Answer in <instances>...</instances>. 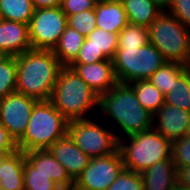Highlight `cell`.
Listing matches in <instances>:
<instances>
[{
	"mask_svg": "<svg viewBox=\"0 0 190 190\" xmlns=\"http://www.w3.org/2000/svg\"><path fill=\"white\" fill-rule=\"evenodd\" d=\"M98 110L94 114L111 125L118 140L153 128V115L141 106L130 84L117 82L110 91L101 94Z\"/></svg>",
	"mask_w": 190,
	"mask_h": 190,
	"instance_id": "6da1fadb",
	"label": "cell"
},
{
	"mask_svg": "<svg viewBox=\"0 0 190 190\" xmlns=\"http://www.w3.org/2000/svg\"><path fill=\"white\" fill-rule=\"evenodd\" d=\"M16 92L37 101L50 100L63 67L52 50L29 49L16 56Z\"/></svg>",
	"mask_w": 190,
	"mask_h": 190,
	"instance_id": "7a4b0ae2",
	"label": "cell"
},
{
	"mask_svg": "<svg viewBox=\"0 0 190 190\" xmlns=\"http://www.w3.org/2000/svg\"><path fill=\"white\" fill-rule=\"evenodd\" d=\"M49 101L68 121L93 118L99 109V95L68 66L61 68Z\"/></svg>",
	"mask_w": 190,
	"mask_h": 190,
	"instance_id": "3957f363",
	"label": "cell"
},
{
	"mask_svg": "<svg viewBox=\"0 0 190 190\" xmlns=\"http://www.w3.org/2000/svg\"><path fill=\"white\" fill-rule=\"evenodd\" d=\"M69 121L47 101H37L33 106L27 128L16 142L18 150L25 152L48 149L68 133Z\"/></svg>",
	"mask_w": 190,
	"mask_h": 190,
	"instance_id": "277c9868",
	"label": "cell"
},
{
	"mask_svg": "<svg viewBox=\"0 0 190 190\" xmlns=\"http://www.w3.org/2000/svg\"><path fill=\"white\" fill-rule=\"evenodd\" d=\"M124 169L141 173L153 164L171 157V142L155 129L118 140Z\"/></svg>",
	"mask_w": 190,
	"mask_h": 190,
	"instance_id": "5b68a950",
	"label": "cell"
},
{
	"mask_svg": "<svg viewBox=\"0 0 190 190\" xmlns=\"http://www.w3.org/2000/svg\"><path fill=\"white\" fill-rule=\"evenodd\" d=\"M149 28V43L167 62L190 67V30L176 17L163 11Z\"/></svg>",
	"mask_w": 190,
	"mask_h": 190,
	"instance_id": "8992f818",
	"label": "cell"
},
{
	"mask_svg": "<svg viewBox=\"0 0 190 190\" xmlns=\"http://www.w3.org/2000/svg\"><path fill=\"white\" fill-rule=\"evenodd\" d=\"M111 60L117 81L125 84L149 79L167 62L150 43L139 48H117Z\"/></svg>",
	"mask_w": 190,
	"mask_h": 190,
	"instance_id": "52a82bcc",
	"label": "cell"
},
{
	"mask_svg": "<svg viewBox=\"0 0 190 190\" xmlns=\"http://www.w3.org/2000/svg\"><path fill=\"white\" fill-rule=\"evenodd\" d=\"M97 119H78L68 123L67 134L89 158L106 156L118 150L113 129L101 122V118L100 121Z\"/></svg>",
	"mask_w": 190,
	"mask_h": 190,
	"instance_id": "ba28073f",
	"label": "cell"
},
{
	"mask_svg": "<svg viewBox=\"0 0 190 190\" xmlns=\"http://www.w3.org/2000/svg\"><path fill=\"white\" fill-rule=\"evenodd\" d=\"M67 26L61 7L36 9L28 24L33 49L53 50Z\"/></svg>",
	"mask_w": 190,
	"mask_h": 190,
	"instance_id": "9c48e42d",
	"label": "cell"
},
{
	"mask_svg": "<svg viewBox=\"0 0 190 190\" xmlns=\"http://www.w3.org/2000/svg\"><path fill=\"white\" fill-rule=\"evenodd\" d=\"M123 169L119 150L106 156L90 158L88 166L74 181L73 190H106Z\"/></svg>",
	"mask_w": 190,
	"mask_h": 190,
	"instance_id": "30bf717a",
	"label": "cell"
},
{
	"mask_svg": "<svg viewBox=\"0 0 190 190\" xmlns=\"http://www.w3.org/2000/svg\"><path fill=\"white\" fill-rule=\"evenodd\" d=\"M36 99L14 92L0 100V123L15 143L23 136Z\"/></svg>",
	"mask_w": 190,
	"mask_h": 190,
	"instance_id": "8fae6325",
	"label": "cell"
},
{
	"mask_svg": "<svg viewBox=\"0 0 190 190\" xmlns=\"http://www.w3.org/2000/svg\"><path fill=\"white\" fill-rule=\"evenodd\" d=\"M153 129L170 142L186 136L190 125V112L164 103L153 114Z\"/></svg>",
	"mask_w": 190,
	"mask_h": 190,
	"instance_id": "7c38bea8",
	"label": "cell"
},
{
	"mask_svg": "<svg viewBox=\"0 0 190 190\" xmlns=\"http://www.w3.org/2000/svg\"><path fill=\"white\" fill-rule=\"evenodd\" d=\"M68 67L73 69L99 96L110 91L118 82L112 60L90 64H70Z\"/></svg>",
	"mask_w": 190,
	"mask_h": 190,
	"instance_id": "4fadbf2b",
	"label": "cell"
},
{
	"mask_svg": "<svg viewBox=\"0 0 190 190\" xmlns=\"http://www.w3.org/2000/svg\"><path fill=\"white\" fill-rule=\"evenodd\" d=\"M48 150L65 167L74 181L90 161V158L74 143L68 134L55 141Z\"/></svg>",
	"mask_w": 190,
	"mask_h": 190,
	"instance_id": "5bb4252c",
	"label": "cell"
},
{
	"mask_svg": "<svg viewBox=\"0 0 190 190\" xmlns=\"http://www.w3.org/2000/svg\"><path fill=\"white\" fill-rule=\"evenodd\" d=\"M25 159L39 172L51 178L62 190H73L74 180L48 149L25 152Z\"/></svg>",
	"mask_w": 190,
	"mask_h": 190,
	"instance_id": "9a60e30c",
	"label": "cell"
},
{
	"mask_svg": "<svg viewBox=\"0 0 190 190\" xmlns=\"http://www.w3.org/2000/svg\"><path fill=\"white\" fill-rule=\"evenodd\" d=\"M28 24L0 19V49L18 56L31 49Z\"/></svg>",
	"mask_w": 190,
	"mask_h": 190,
	"instance_id": "2e32d148",
	"label": "cell"
},
{
	"mask_svg": "<svg viewBox=\"0 0 190 190\" xmlns=\"http://www.w3.org/2000/svg\"><path fill=\"white\" fill-rule=\"evenodd\" d=\"M96 26L110 33L119 32L128 24L121 0H98L95 5Z\"/></svg>",
	"mask_w": 190,
	"mask_h": 190,
	"instance_id": "e0dca14e",
	"label": "cell"
},
{
	"mask_svg": "<svg viewBox=\"0 0 190 190\" xmlns=\"http://www.w3.org/2000/svg\"><path fill=\"white\" fill-rule=\"evenodd\" d=\"M140 174L144 190H172L178 182L177 169L171 157L153 164Z\"/></svg>",
	"mask_w": 190,
	"mask_h": 190,
	"instance_id": "ac0fdd59",
	"label": "cell"
},
{
	"mask_svg": "<svg viewBox=\"0 0 190 190\" xmlns=\"http://www.w3.org/2000/svg\"><path fill=\"white\" fill-rule=\"evenodd\" d=\"M25 153L16 149L1 156L2 190H24Z\"/></svg>",
	"mask_w": 190,
	"mask_h": 190,
	"instance_id": "d6986e66",
	"label": "cell"
},
{
	"mask_svg": "<svg viewBox=\"0 0 190 190\" xmlns=\"http://www.w3.org/2000/svg\"><path fill=\"white\" fill-rule=\"evenodd\" d=\"M130 24L149 27L163 12L150 0H121Z\"/></svg>",
	"mask_w": 190,
	"mask_h": 190,
	"instance_id": "ffe728a7",
	"label": "cell"
},
{
	"mask_svg": "<svg viewBox=\"0 0 190 190\" xmlns=\"http://www.w3.org/2000/svg\"><path fill=\"white\" fill-rule=\"evenodd\" d=\"M85 38L77 30L66 26L52 50L62 66H69L76 59Z\"/></svg>",
	"mask_w": 190,
	"mask_h": 190,
	"instance_id": "44dd1931",
	"label": "cell"
},
{
	"mask_svg": "<svg viewBox=\"0 0 190 190\" xmlns=\"http://www.w3.org/2000/svg\"><path fill=\"white\" fill-rule=\"evenodd\" d=\"M141 106L152 115L165 103L164 94L148 79L130 83Z\"/></svg>",
	"mask_w": 190,
	"mask_h": 190,
	"instance_id": "7402d4cb",
	"label": "cell"
},
{
	"mask_svg": "<svg viewBox=\"0 0 190 190\" xmlns=\"http://www.w3.org/2000/svg\"><path fill=\"white\" fill-rule=\"evenodd\" d=\"M34 11L32 0H0V19L29 24Z\"/></svg>",
	"mask_w": 190,
	"mask_h": 190,
	"instance_id": "603a6c76",
	"label": "cell"
},
{
	"mask_svg": "<svg viewBox=\"0 0 190 190\" xmlns=\"http://www.w3.org/2000/svg\"><path fill=\"white\" fill-rule=\"evenodd\" d=\"M164 96L165 103L190 112V67L177 78Z\"/></svg>",
	"mask_w": 190,
	"mask_h": 190,
	"instance_id": "cb8c5ba5",
	"label": "cell"
},
{
	"mask_svg": "<svg viewBox=\"0 0 190 190\" xmlns=\"http://www.w3.org/2000/svg\"><path fill=\"white\" fill-rule=\"evenodd\" d=\"M188 67L177 62H166L148 80L165 95Z\"/></svg>",
	"mask_w": 190,
	"mask_h": 190,
	"instance_id": "d4e9b609",
	"label": "cell"
},
{
	"mask_svg": "<svg viewBox=\"0 0 190 190\" xmlns=\"http://www.w3.org/2000/svg\"><path fill=\"white\" fill-rule=\"evenodd\" d=\"M149 43V28L128 23L118 34V48H139Z\"/></svg>",
	"mask_w": 190,
	"mask_h": 190,
	"instance_id": "484cf974",
	"label": "cell"
},
{
	"mask_svg": "<svg viewBox=\"0 0 190 190\" xmlns=\"http://www.w3.org/2000/svg\"><path fill=\"white\" fill-rule=\"evenodd\" d=\"M86 38L87 46L95 47L99 52H103L109 59L114 57L118 48V34L96 28L91 34L86 36Z\"/></svg>",
	"mask_w": 190,
	"mask_h": 190,
	"instance_id": "4316f807",
	"label": "cell"
},
{
	"mask_svg": "<svg viewBox=\"0 0 190 190\" xmlns=\"http://www.w3.org/2000/svg\"><path fill=\"white\" fill-rule=\"evenodd\" d=\"M23 171L24 190H62L51 178L39 172L26 159Z\"/></svg>",
	"mask_w": 190,
	"mask_h": 190,
	"instance_id": "83f0119b",
	"label": "cell"
},
{
	"mask_svg": "<svg viewBox=\"0 0 190 190\" xmlns=\"http://www.w3.org/2000/svg\"><path fill=\"white\" fill-rule=\"evenodd\" d=\"M16 56H9L0 64V100L16 92Z\"/></svg>",
	"mask_w": 190,
	"mask_h": 190,
	"instance_id": "f1b7e54d",
	"label": "cell"
},
{
	"mask_svg": "<svg viewBox=\"0 0 190 190\" xmlns=\"http://www.w3.org/2000/svg\"><path fill=\"white\" fill-rule=\"evenodd\" d=\"M67 26L85 37L88 36L97 28L95 9L67 16Z\"/></svg>",
	"mask_w": 190,
	"mask_h": 190,
	"instance_id": "f546056e",
	"label": "cell"
},
{
	"mask_svg": "<svg viewBox=\"0 0 190 190\" xmlns=\"http://www.w3.org/2000/svg\"><path fill=\"white\" fill-rule=\"evenodd\" d=\"M106 190H144L142 176L140 173L123 169Z\"/></svg>",
	"mask_w": 190,
	"mask_h": 190,
	"instance_id": "4dcf8cb0",
	"label": "cell"
},
{
	"mask_svg": "<svg viewBox=\"0 0 190 190\" xmlns=\"http://www.w3.org/2000/svg\"><path fill=\"white\" fill-rule=\"evenodd\" d=\"M171 158L176 168L190 166V138L184 136L171 142Z\"/></svg>",
	"mask_w": 190,
	"mask_h": 190,
	"instance_id": "1f68e13d",
	"label": "cell"
},
{
	"mask_svg": "<svg viewBox=\"0 0 190 190\" xmlns=\"http://www.w3.org/2000/svg\"><path fill=\"white\" fill-rule=\"evenodd\" d=\"M111 60L103 52H99L93 46H87V38H85L76 59L71 64H90L98 61Z\"/></svg>",
	"mask_w": 190,
	"mask_h": 190,
	"instance_id": "d6a6232c",
	"label": "cell"
},
{
	"mask_svg": "<svg viewBox=\"0 0 190 190\" xmlns=\"http://www.w3.org/2000/svg\"><path fill=\"white\" fill-rule=\"evenodd\" d=\"M166 12L176 17L190 30V0H171Z\"/></svg>",
	"mask_w": 190,
	"mask_h": 190,
	"instance_id": "836d02e7",
	"label": "cell"
},
{
	"mask_svg": "<svg viewBox=\"0 0 190 190\" xmlns=\"http://www.w3.org/2000/svg\"><path fill=\"white\" fill-rule=\"evenodd\" d=\"M98 0H62L61 9L67 15H74L90 9H95Z\"/></svg>",
	"mask_w": 190,
	"mask_h": 190,
	"instance_id": "e575fe53",
	"label": "cell"
},
{
	"mask_svg": "<svg viewBox=\"0 0 190 190\" xmlns=\"http://www.w3.org/2000/svg\"><path fill=\"white\" fill-rule=\"evenodd\" d=\"M17 149L15 141L0 123V156L8 155Z\"/></svg>",
	"mask_w": 190,
	"mask_h": 190,
	"instance_id": "d590c367",
	"label": "cell"
},
{
	"mask_svg": "<svg viewBox=\"0 0 190 190\" xmlns=\"http://www.w3.org/2000/svg\"><path fill=\"white\" fill-rule=\"evenodd\" d=\"M176 169L178 182L181 185L190 188V166Z\"/></svg>",
	"mask_w": 190,
	"mask_h": 190,
	"instance_id": "8d00e7d4",
	"label": "cell"
},
{
	"mask_svg": "<svg viewBox=\"0 0 190 190\" xmlns=\"http://www.w3.org/2000/svg\"><path fill=\"white\" fill-rule=\"evenodd\" d=\"M36 9L60 7L62 0H32Z\"/></svg>",
	"mask_w": 190,
	"mask_h": 190,
	"instance_id": "74e56055",
	"label": "cell"
},
{
	"mask_svg": "<svg viewBox=\"0 0 190 190\" xmlns=\"http://www.w3.org/2000/svg\"><path fill=\"white\" fill-rule=\"evenodd\" d=\"M155 3L163 11H166L170 6L171 0H150Z\"/></svg>",
	"mask_w": 190,
	"mask_h": 190,
	"instance_id": "f35d334b",
	"label": "cell"
},
{
	"mask_svg": "<svg viewBox=\"0 0 190 190\" xmlns=\"http://www.w3.org/2000/svg\"><path fill=\"white\" fill-rule=\"evenodd\" d=\"M172 190H190L189 187H185L183 185H181L179 182H177L174 186Z\"/></svg>",
	"mask_w": 190,
	"mask_h": 190,
	"instance_id": "ab89813d",
	"label": "cell"
},
{
	"mask_svg": "<svg viewBox=\"0 0 190 190\" xmlns=\"http://www.w3.org/2000/svg\"><path fill=\"white\" fill-rule=\"evenodd\" d=\"M8 57L9 55L5 51L0 49V64L4 62Z\"/></svg>",
	"mask_w": 190,
	"mask_h": 190,
	"instance_id": "60d3db41",
	"label": "cell"
},
{
	"mask_svg": "<svg viewBox=\"0 0 190 190\" xmlns=\"http://www.w3.org/2000/svg\"><path fill=\"white\" fill-rule=\"evenodd\" d=\"M0 190H2V180H1V156H0Z\"/></svg>",
	"mask_w": 190,
	"mask_h": 190,
	"instance_id": "b9f144b4",
	"label": "cell"
},
{
	"mask_svg": "<svg viewBox=\"0 0 190 190\" xmlns=\"http://www.w3.org/2000/svg\"><path fill=\"white\" fill-rule=\"evenodd\" d=\"M186 136L190 138V125H189V127H188V129H187Z\"/></svg>",
	"mask_w": 190,
	"mask_h": 190,
	"instance_id": "7bdbcfd3",
	"label": "cell"
}]
</instances>
